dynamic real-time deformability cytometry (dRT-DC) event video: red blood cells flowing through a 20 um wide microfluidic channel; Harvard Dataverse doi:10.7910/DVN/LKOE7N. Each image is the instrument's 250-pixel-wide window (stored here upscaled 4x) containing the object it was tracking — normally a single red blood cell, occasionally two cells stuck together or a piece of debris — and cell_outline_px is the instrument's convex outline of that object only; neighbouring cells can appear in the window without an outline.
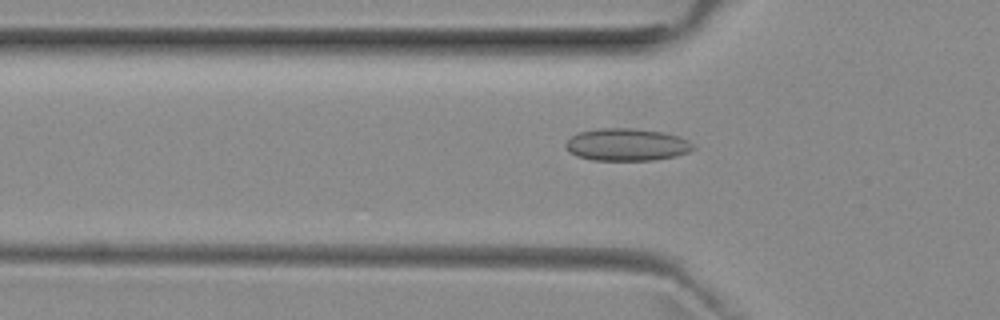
{"species": "common noctule bat (a hibernating species)", "species_latin": "Nyctalus noctula", "temperature_condition": "room temperature", "stored_images_in_passage": 51, "camera_frame_rate_fps": 3000, "um_per_image_px": 0.085, "animal": {"sex": "female", "body_mass_g": 29.2, "forearm_length_mm": 56.3}, "frame": {"image": 1, "passage_image": 16, "time_ms": 5.0, "image_size_px": [1000, 320], "cell_outline_px": [[696, 148], [688, 152], [676, 156], [652, 160], [592, 160], [576, 156], [564, 144], [572, 136], [580, 132], [600, 128], [632, 128], [664, 132], [680, 136], [688, 140]], "centroid_in_image_um": [53.31, 12.29], "position_along_channel_um": 72.5, "area_um2": 23.99}}
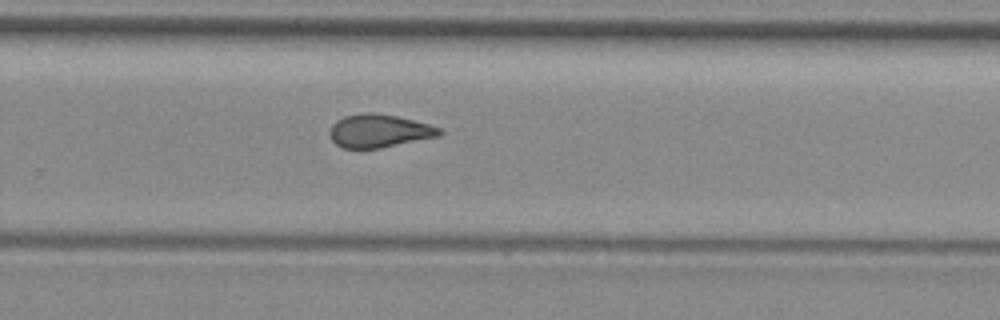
{"frame": {"image": 2, "passage_image": 33, "time_ms": 10.667, "image_size_px": [1000, 320], "cell_outline_px": [[444, 132], [440, 136], [380, 148], [344, 148], [336, 144], [332, 140], [328, 132], [332, 124], [336, 120], [344, 116], [360, 112], [372, 112], [396, 116], [428, 124], [440, 128]], "centroid_in_image_um": [32.2, 11.12], "position_along_channel_um": 297.6, "area_um2": 21.27}}
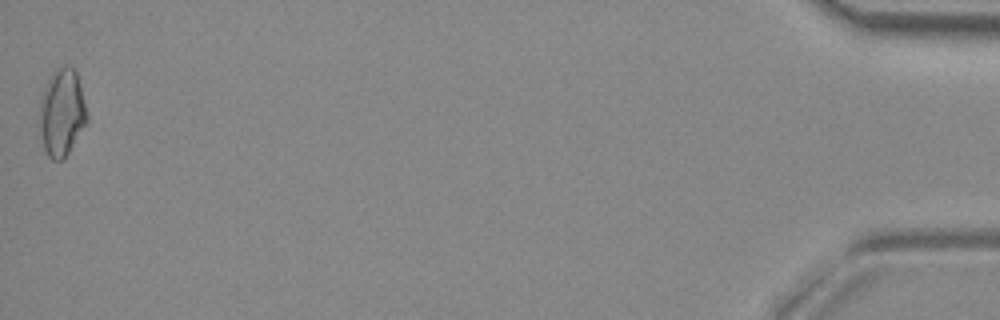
{"frame": {"image": 3, "passage_image": 51, "time_ms": 16.667, "image_size_px": [1000, 320], "cell_outline_px": [[88, 120], [64, 160], [52, 160], [48, 156], [36, 136], [36, 120], [40, 100], [44, 88], [52, 72], [56, 68], [64, 64], [72, 68], [76, 72], [88, 116]], "centroid_in_image_um": [5.17, 9.63], "position_along_channel_um": 430.0, "area_um2": 25.03}, "authors_computed_cell_mechanics": {"area_um2": 21.675, "velocity_mm_per_s": 3.966, "shape_relaxation_time_tau1_ms": null, "shape_relaxation_time_tau2_ms": 1.5427, "deformation_change_tau1": null, "deformation_change_tau2": 0.0843}}